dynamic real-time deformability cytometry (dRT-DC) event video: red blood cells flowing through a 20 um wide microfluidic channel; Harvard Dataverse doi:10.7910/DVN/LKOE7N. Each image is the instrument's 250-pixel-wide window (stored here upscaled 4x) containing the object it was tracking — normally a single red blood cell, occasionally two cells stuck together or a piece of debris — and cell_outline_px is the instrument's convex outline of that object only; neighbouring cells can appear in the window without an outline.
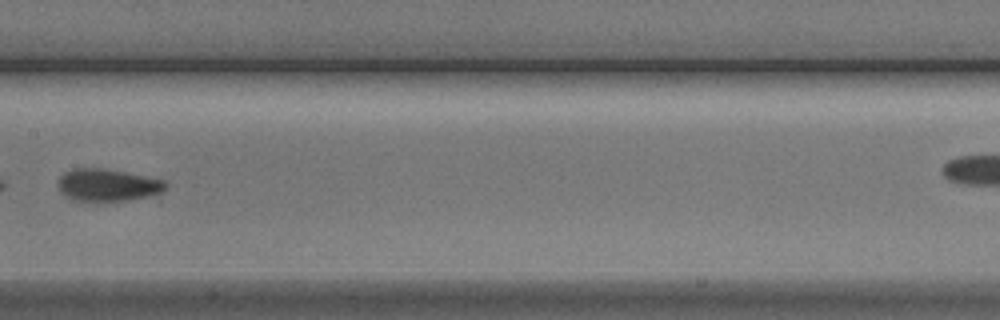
{"species": "Egyptian fruit bat (a non-hibernating species)", "species_latin": "Rousettus aegyptiacus", "temperature_condition": "cold", "stored_images_in_passage": 8, "segment_of_instrument_passage": [1, 2], "camera_frame_rate_fps": 3000, "um_per_image_px": 0.085, "animal": {"sex": "male"}, "frame": {"image": 1, "passage_image": 7, "time_ms": 8.0, "image_size_px": [1000, 320], "cell_outline_px": [[168, 188], [164, 192], [148, 196], [128, 200], [72, 200], [60, 192], [60, 176], [64, 172], [72, 168], [104, 168], [164, 180], [168, 184]], "centroid_in_image_um": [9.18, 15.72], "position_along_channel_um": 198.2, "area_um2": 20.06}}